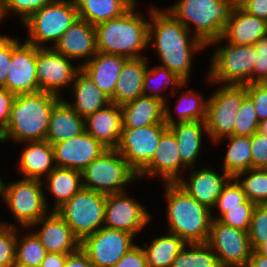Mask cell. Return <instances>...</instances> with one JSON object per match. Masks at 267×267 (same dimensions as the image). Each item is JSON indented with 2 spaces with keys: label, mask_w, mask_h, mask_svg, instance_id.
Wrapping results in <instances>:
<instances>
[{
  "label": "cell",
  "mask_w": 267,
  "mask_h": 267,
  "mask_svg": "<svg viewBox=\"0 0 267 267\" xmlns=\"http://www.w3.org/2000/svg\"><path fill=\"white\" fill-rule=\"evenodd\" d=\"M149 16L148 46L154 42L161 66L187 82L190 80L193 53L207 46L168 10L152 7Z\"/></svg>",
  "instance_id": "cell-1"
},
{
  "label": "cell",
  "mask_w": 267,
  "mask_h": 267,
  "mask_svg": "<svg viewBox=\"0 0 267 267\" xmlns=\"http://www.w3.org/2000/svg\"><path fill=\"white\" fill-rule=\"evenodd\" d=\"M167 232L187 244L206 243L212 222V210L199 203L177 183H165Z\"/></svg>",
  "instance_id": "cell-2"
},
{
  "label": "cell",
  "mask_w": 267,
  "mask_h": 267,
  "mask_svg": "<svg viewBox=\"0 0 267 267\" xmlns=\"http://www.w3.org/2000/svg\"><path fill=\"white\" fill-rule=\"evenodd\" d=\"M136 3L122 16L95 25L97 52L143 57L148 47L149 21L135 10Z\"/></svg>",
  "instance_id": "cell-3"
},
{
  "label": "cell",
  "mask_w": 267,
  "mask_h": 267,
  "mask_svg": "<svg viewBox=\"0 0 267 267\" xmlns=\"http://www.w3.org/2000/svg\"><path fill=\"white\" fill-rule=\"evenodd\" d=\"M60 99V96L43 91L16 95L5 127V141L45 140L51 111Z\"/></svg>",
  "instance_id": "cell-4"
},
{
  "label": "cell",
  "mask_w": 267,
  "mask_h": 267,
  "mask_svg": "<svg viewBox=\"0 0 267 267\" xmlns=\"http://www.w3.org/2000/svg\"><path fill=\"white\" fill-rule=\"evenodd\" d=\"M234 6L235 0H178L166 10L207 46L222 37Z\"/></svg>",
  "instance_id": "cell-5"
},
{
  "label": "cell",
  "mask_w": 267,
  "mask_h": 267,
  "mask_svg": "<svg viewBox=\"0 0 267 267\" xmlns=\"http://www.w3.org/2000/svg\"><path fill=\"white\" fill-rule=\"evenodd\" d=\"M83 187L104 195L125 192L138 173L115 148L106 149L81 171Z\"/></svg>",
  "instance_id": "cell-6"
},
{
  "label": "cell",
  "mask_w": 267,
  "mask_h": 267,
  "mask_svg": "<svg viewBox=\"0 0 267 267\" xmlns=\"http://www.w3.org/2000/svg\"><path fill=\"white\" fill-rule=\"evenodd\" d=\"M79 18L74 0H52L33 13L23 24L28 29L26 42L43 48L54 47L63 33Z\"/></svg>",
  "instance_id": "cell-7"
},
{
  "label": "cell",
  "mask_w": 267,
  "mask_h": 267,
  "mask_svg": "<svg viewBox=\"0 0 267 267\" xmlns=\"http://www.w3.org/2000/svg\"><path fill=\"white\" fill-rule=\"evenodd\" d=\"M209 66L208 81L233 85L253 83V70L256 63L254 45H235L228 43L214 51Z\"/></svg>",
  "instance_id": "cell-8"
},
{
  "label": "cell",
  "mask_w": 267,
  "mask_h": 267,
  "mask_svg": "<svg viewBox=\"0 0 267 267\" xmlns=\"http://www.w3.org/2000/svg\"><path fill=\"white\" fill-rule=\"evenodd\" d=\"M42 181L44 180L22 178L3 185L0 197L5 200L15 221L26 229L31 228L49 212Z\"/></svg>",
  "instance_id": "cell-9"
},
{
  "label": "cell",
  "mask_w": 267,
  "mask_h": 267,
  "mask_svg": "<svg viewBox=\"0 0 267 267\" xmlns=\"http://www.w3.org/2000/svg\"><path fill=\"white\" fill-rule=\"evenodd\" d=\"M106 195L82 188L56 212L80 242L104 226Z\"/></svg>",
  "instance_id": "cell-10"
},
{
  "label": "cell",
  "mask_w": 267,
  "mask_h": 267,
  "mask_svg": "<svg viewBox=\"0 0 267 267\" xmlns=\"http://www.w3.org/2000/svg\"><path fill=\"white\" fill-rule=\"evenodd\" d=\"M246 97V86L233 84H222L209 96L205 125L212 142L233 135L235 120Z\"/></svg>",
  "instance_id": "cell-11"
},
{
  "label": "cell",
  "mask_w": 267,
  "mask_h": 267,
  "mask_svg": "<svg viewBox=\"0 0 267 267\" xmlns=\"http://www.w3.org/2000/svg\"><path fill=\"white\" fill-rule=\"evenodd\" d=\"M135 236L129 232L101 227L84 238L80 249L94 267H113L133 246Z\"/></svg>",
  "instance_id": "cell-12"
},
{
  "label": "cell",
  "mask_w": 267,
  "mask_h": 267,
  "mask_svg": "<svg viewBox=\"0 0 267 267\" xmlns=\"http://www.w3.org/2000/svg\"><path fill=\"white\" fill-rule=\"evenodd\" d=\"M206 243L222 267L246 266L252 253L248 231L233 228L218 219H212Z\"/></svg>",
  "instance_id": "cell-13"
},
{
  "label": "cell",
  "mask_w": 267,
  "mask_h": 267,
  "mask_svg": "<svg viewBox=\"0 0 267 267\" xmlns=\"http://www.w3.org/2000/svg\"><path fill=\"white\" fill-rule=\"evenodd\" d=\"M166 124H151L141 128H122L115 148L127 163L139 173L153 158Z\"/></svg>",
  "instance_id": "cell-14"
},
{
  "label": "cell",
  "mask_w": 267,
  "mask_h": 267,
  "mask_svg": "<svg viewBox=\"0 0 267 267\" xmlns=\"http://www.w3.org/2000/svg\"><path fill=\"white\" fill-rule=\"evenodd\" d=\"M80 64L74 66L71 59L53 47H37L36 74L38 91L59 95V90L73 83Z\"/></svg>",
  "instance_id": "cell-15"
},
{
  "label": "cell",
  "mask_w": 267,
  "mask_h": 267,
  "mask_svg": "<svg viewBox=\"0 0 267 267\" xmlns=\"http://www.w3.org/2000/svg\"><path fill=\"white\" fill-rule=\"evenodd\" d=\"M36 64L37 47L12 38V57L5 88L15 95L38 92Z\"/></svg>",
  "instance_id": "cell-16"
},
{
  "label": "cell",
  "mask_w": 267,
  "mask_h": 267,
  "mask_svg": "<svg viewBox=\"0 0 267 267\" xmlns=\"http://www.w3.org/2000/svg\"><path fill=\"white\" fill-rule=\"evenodd\" d=\"M127 195L126 191L106 195L104 226L136 236L151 221V215L144 206Z\"/></svg>",
  "instance_id": "cell-17"
},
{
  "label": "cell",
  "mask_w": 267,
  "mask_h": 267,
  "mask_svg": "<svg viewBox=\"0 0 267 267\" xmlns=\"http://www.w3.org/2000/svg\"><path fill=\"white\" fill-rule=\"evenodd\" d=\"M53 148L56 167L79 171L108 149L86 131L54 144Z\"/></svg>",
  "instance_id": "cell-18"
},
{
  "label": "cell",
  "mask_w": 267,
  "mask_h": 267,
  "mask_svg": "<svg viewBox=\"0 0 267 267\" xmlns=\"http://www.w3.org/2000/svg\"><path fill=\"white\" fill-rule=\"evenodd\" d=\"M185 168L179 155L177 139L168 128L162 134L152 160L138 173V179L159 176L164 183H176L182 177L178 172Z\"/></svg>",
  "instance_id": "cell-19"
},
{
  "label": "cell",
  "mask_w": 267,
  "mask_h": 267,
  "mask_svg": "<svg viewBox=\"0 0 267 267\" xmlns=\"http://www.w3.org/2000/svg\"><path fill=\"white\" fill-rule=\"evenodd\" d=\"M40 225L42 228L34 233L45 247L46 252L71 254L80 249V240L56 211L51 210L48 216L42 217L31 227Z\"/></svg>",
  "instance_id": "cell-20"
},
{
  "label": "cell",
  "mask_w": 267,
  "mask_h": 267,
  "mask_svg": "<svg viewBox=\"0 0 267 267\" xmlns=\"http://www.w3.org/2000/svg\"><path fill=\"white\" fill-rule=\"evenodd\" d=\"M266 36L267 21L235 5L222 37L210 42L207 47L214 43L219 45L224 40L235 45H254L258 39Z\"/></svg>",
  "instance_id": "cell-21"
},
{
  "label": "cell",
  "mask_w": 267,
  "mask_h": 267,
  "mask_svg": "<svg viewBox=\"0 0 267 267\" xmlns=\"http://www.w3.org/2000/svg\"><path fill=\"white\" fill-rule=\"evenodd\" d=\"M53 48L72 61L82 58L87 63L97 53L95 26L78 18Z\"/></svg>",
  "instance_id": "cell-22"
},
{
  "label": "cell",
  "mask_w": 267,
  "mask_h": 267,
  "mask_svg": "<svg viewBox=\"0 0 267 267\" xmlns=\"http://www.w3.org/2000/svg\"><path fill=\"white\" fill-rule=\"evenodd\" d=\"M194 169L191 168L190 178L187 181L181 177L176 183L199 203L212 210L224 185L231 176L224 171L222 175L218 174L209 167L197 171H193Z\"/></svg>",
  "instance_id": "cell-23"
},
{
  "label": "cell",
  "mask_w": 267,
  "mask_h": 267,
  "mask_svg": "<svg viewBox=\"0 0 267 267\" xmlns=\"http://www.w3.org/2000/svg\"><path fill=\"white\" fill-rule=\"evenodd\" d=\"M128 58L97 52L87 63L81 64V70L108 98L113 96L122 67Z\"/></svg>",
  "instance_id": "cell-24"
},
{
  "label": "cell",
  "mask_w": 267,
  "mask_h": 267,
  "mask_svg": "<svg viewBox=\"0 0 267 267\" xmlns=\"http://www.w3.org/2000/svg\"><path fill=\"white\" fill-rule=\"evenodd\" d=\"M121 106L110 103L85 118V131L106 148H116L122 132Z\"/></svg>",
  "instance_id": "cell-25"
},
{
  "label": "cell",
  "mask_w": 267,
  "mask_h": 267,
  "mask_svg": "<svg viewBox=\"0 0 267 267\" xmlns=\"http://www.w3.org/2000/svg\"><path fill=\"white\" fill-rule=\"evenodd\" d=\"M19 158V173L25 179L42 180L55 168L54 148L46 140L27 141Z\"/></svg>",
  "instance_id": "cell-26"
},
{
  "label": "cell",
  "mask_w": 267,
  "mask_h": 267,
  "mask_svg": "<svg viewBox=\"0 0 267 267\" xmlns=\"http://www.w3.org/2000/svg\"><path fill=\"white\" fill-rule=\"evenodd\" d=\"M121 112L123 128L165 124V103L147 95H140L135 100L121 105Z\"/></svg>",
  "instance_id": "cell-27"
},
{
  "label": "cell",
  "mask_w": 267,
  "mask_h": 267,
  "mask_svg": "<svg viewBox=\"0 0 267 267\" xmlns=\"http://www.w3.org/2000/svg\"><path fill=\"white\" fill-rule=\"evenodd\" d=\"M85 131V118L79 116L72 107L60 99L51 111L45 140L52 146L82 134Z\"/></svg>",
  "instance_id": "cell-28"
},
{
  "label": "cell",
  "mask_w": 267,
  "mask_h": 267,
  "mask_svg": "<svg viewBox=\"0 0 267 267\" xmlns=\"http://www.w3.org/2000/svg\"><path fill=\"white\" fill-rule=\"evenodd\" d=\"M148 63L145 57L128 58L120 73L111 103L124 105L143 95L144 74L147 71Z\"/></svg>",
  "instance_id": "cell-29"
},
{
  "label": "cell",
  "mask_w": 267,
  "mask_h": 267,
  "mask_svg": "<svg viewBox=\"0 0 267 267\" xmlns=\"http://www.w3.org/2000/svg\"><path fill=\"white\" fill-rule=\"evenodd\" d=\"M74 102L70 103L65 100L72 109L81 117L94 114L97 110L105 108L111 103L93 81L80 69L71 84Z\"/></svg>",
  "instance_id": "cell-30"
},
{
  "label": "cell",
  "mask_w": 267,
  "mask_h": 267,
  "mask_svg": "<svg viewBox=\"0 0 267 267\" xmlns=\"http://www.w3.org/2000/svg\"><path fill=\"white\" fill-rule=\"evenodd\" d=\"M168 128L177 139L182 164L187 168H195L199 157L203 132L208 133L205 121L176 123Z\"/></svg>",
  "instance_id": "cell-31"
},
{
  "label": "cell",
  "mask_w": 267,
  "mask_h": 267,
  "mask_svg": "<svg viewBox=\"0 0 267 267\" xmlns=\"http://www.w3.org/2000/svg\"><path fill=\"white\" fill-rule=\"evenodd\" d=\"M80 19L91 25L122 16L136 0H74Z\"/></svg>",
  "instance_id": "cell-32"
},
{
  "label": "cell",
  "mask_w": 267,
  "mask_h": 267,
  "mask_svg": "<svg viewBox=\"0 0 267 267\" xmlns=\"http://www.w3.org/2000/svg\"><path fill=\"white\" fill-rule=\"evenodd\" d=\"M47 183L44 189L49 190L54 197L56 211L65 202L69 201L78 191L83 188L81 171L76 169L56 167L45 179Z\"/></svg>",
  "instance_id": "cell-33"
},
{
  "label": "cell",
  "mask_w": 267,
  "mask_h": 267,
  "mask_svg": "<svg viewBox=\"0 0 267 267\" xmlns=\"http://www.w3.org/2000/svg\"><path fill=\"white\" fill-rule=\"evenodd\" d=\"M177 100L175 111L178 113L177 120L172 116L168 103H165L164 123L171 126L176 123L205 121L208 99H203L200 92L186 90Z\"/></svg>",
  "instance_id": "cell-34"
},
{
  "label": "cell",
  "mask_w": 267,
  "mask_h": 267,
  "mask_svg": "<svg viewBox=\"0 0 267 267\" xmlns=\"http://www.w3.org/2000/svg\"><path fill=\"white\" fill-rule=\"evenodd\" d=\"M168 233L156 237L147 247L142 245L148 267H171L177 254L187 245L179 236Z\"/></svg>",
  "instance_id": "cell-35"
},
{
  "label": "cell",
  "mask_w": 267,
  "mask_h": 267,
  "mask_svg": "<svg viewBox=\"0 0 267 267\" xmlns=\"http://www.w3.org/2000/svg\"><path fill=\"white\" fill-rule=\"evenodd\" d=\"M228 138L229 147L224 156L223 171L231 177L237 173L249 170L251 168V137L229 135L216 142Z\"/></svg>",
  "instance_id": "cell-36"
},
{
  "label": "cell",
  "mask_w": 267,
  "mask_h": 267,
  "mask_svg": "<svg viewBox=\"0 0 267 267\" xmlns=\"http://www.w3.org/2000/svg\"><path fill=\"white\" fill-rule=\"evenodd\" d=\"M156 82H158V84ZM186 84L187 82H185L178 75L172 73L166 67L160 65L157 66L154 65V67L147 68V71L144 74L142 93L143 95L159 99L162 102L166 103L167 99L164 97L165 95H162L161 88L163 89L164 87V89L165 88L167 89L169 86L178 88V87H184Z\"/></svg>",
  "instance_id": "cell-37"
},
{
  "label": "cell",
  "mask_w": 267,
  "mask_h": 267,
  "mask_svg": "<svg viewBox=\"0 0 267 267\" xmlns=\"http://www.w3.org/2000/svg\"><path fill=\"white\" fill-rule=\"evenodd\" d=\"M189 247L190 249H186ZM171 267H222L207 243L187 244L172 261Z\"/></svg>",
  "instance_id": "cell-38"
},
{
  "label": "cell",
  "mask_w": 267,
  "mask_h": 267,
  "mask_svg": "<svg viewBox=\"0 0 267 267\" xmlns=\"http://www.w3.org/2000/svg\"><path fill=\"white\" fill-rule=\"evenodd\" d=\"M241 176L246 177L241 179ZM234 178L241 185L246 198L255 205H262L267 200V168H250L237 173Z\"/></svg>",
  "instance_id": "cell-39"
},
{
  "label": "cell",
  "mask_w": 267,
  "mask_h": 267,
  "mask_svg": "<svg viewBox=\"0 0 267 267\" xmlns=\"http://www.w3.org/2000/svg\"><path fill=\"white\" fill-rule=\"evenodd\" d=\"M17 232L15 262L33 267H39L45 258L46 250L39 238L32 231L23 237ZM19 236V237H18Z\"/></svg>",
  "instance_id": "cell-40"
},
{
  "label": "cell",
  "mask_w": 267,
  "mask_h": 267,
  "mask_svg": "<svg viewBox=\"0 0 267 267\" xmlns=\"http://www.w3.org/2000/svg\"><path fill=\"white\" fill-rule=\"evenodd\" d=\"M246 195L242 190L241 185L237 182L234 177H231L228 182L224 185L221 194L218 196L214 209L217 207L219 214L212 219H219L224 213L225 208L241 207V204L246 200Z\"/></svg>",
  "instance_id": "cell-41"
},
{
  "label": "cell",
  "mask_w": 267,
  "mask_h": 267,
  "mask_svg": "<svg viewBox=\"0 0 267 267\" xmlns=\"http://www.w3.org/2000/svg\"><path fill=\"white\" fill-rule=\"evenodd\" d=\"M259 120L253 101L247 96L235 120L233 135L251 137L258 131Z\"/></svg>",
  "instance_id": "cell-42"
},
{
  "label": "cell",
  "mask_w": 267,
  "mask_h": 267,
  "mask_svg": "<svg viewBox=\"0 0 267 267\" xmlns=\"http://www.w3.org/2000/svg\"><path fill=\"white\" fill-rule=\"evenodd\" d=\"M255 206L252 201L246 199L241 207L225 208V213L218 220L233 228L249 231Z\"/></svg>",
  "instance_id": "cell-43"
},
{
  "label": "cell",
  "mask_w": 267,
  "mask_h": 267,
  "mask_svg": "<svg viewBox=\"0 0 267 267\" xmlns=\"http://www.w3.org/2000/svg\"><path fill=\"white\" fill-rule=\"evenodd\" d=\"M252 250H258L267 240V210L256 205L252 212V219L248 231Z\"/></svg>",
  "instance_id": "cell-44"
},
{
  "label": "cell",
  "mask_w": 267,
  "mask_h": 267,
  "mask_svg": "<svg viewBox=\"0 0 267 267\" xmlns=\"http://www.w3.org/2000/svg\"><path fill=\"white\" fill-rule=\"evenodd\" d=\"M7 222L0 223V264L12 267L15 262L17 229Z\"/></svg>",
  "instance_id": "cell-45"
},
{
  "label": "cell",
  "mask_w": 267,
  "mask_h": 267,
  "mask_svg": "<svg viewBox=\"0 0 267 267\" xmlns=\"http://www.w3.org/2000/svg\"><path fill=\"white\" fill-rule=\"evenodd\" d=\"M52 0H3L5 17L12 12L25 22L33 13L50 3Z\"/></svg>",
  "instance_id": "cell-46"
},
{
  "label": "cell",
  "mask_w": 267,
  "mask_h": 267,
  "mask_svg": "<svg viewBox=\"0 0 267 267\" xmlns=\"http://www.w3.org/2000/svg\"><path fill=\"white\" fill-rule=\"evenodd\" d=\"M247 96L253 101L259 122L267 119V82L246 84Z\"/></svg>",
  "instance_id": "cell-47"
},
{
  "label": "cell",
  "mask_w": 267,
  "mask_h": 267,
  "mask_svg": "<svg viewBox=\"0 0 267 267\" xmlns=\"http://www.w3.org/2000/svg\"><path fill=\"white\" fill-rule=\"evenodd\" d=\"M251 168H267V136L259 132L251 136Z\"/></svg>",
  "instance_id": "cell-48"
},
{
  "label": "cell",
  "mask_w": 267,
  "mask_h": 267,
  "mask_svg": "<svg viewBox=\"0 0 267 267\" xmlns=\"http://www.w3.org/2000/svg\"><path fill=\"white\" fill-rule=\"evenodd\" d=\"M256 48V63L253 70V83L267 82V36L258 39Z\"/></svg>",
  "instance_id": "cell-49"
},
{
  "label": "cell",
  "mask_w": 267,
  "mask_h": 267,
  "mask_svg": "<svg viewBox=\"0 0 267 267\" xmlns=\"http://www.w3.org/2000/svg\"><path fill=\"white\" fill-rule=\"evenodd\" d=\"M12 57V37L0 38V88H5L7 71Z\"/></svg>",
  "instance_id": "cell-50"
},
{
  "label": "cell",
  "mask_w": 267,
  "mask_h": 267,
  "mask_svg": "<svg viewBox=\"0 0 267 267\" xmlns=\"http://www.w3.org/2000/svg\"><path fill=\"white\" fill-rule=\"evenodd\" d=\"M113 267H148L143 248L133 246Z\"/></svg>",
  "instance_id": "cell-51"
},
{
  "label": "cell",
  "mask_w": 267,
  "mask_h": 267,
  "mask_svg": "<svg viewBox=\"0 0 267 267\" xmlns=\"http://www.w3.org/2000/svg\"><path fill=\"white\" fill-rule=\"evenodd\" d=\"M15 96L14 93L8 91L6 88H0V123L5 127L10 119L11 107Z\"/></svg>",
  "instance_id": "cell-52"
},
{
  "label": "cell",
  "mask_w": 267,
  "mask_h": 267,
  "mask_svg": "<svg viewBox=\"0 0 267 267\" xmlns=\"http://www.w3.org/2000/svg\"><path fill=\"white\" fill-rule=\"evenodd\" d=\"M242 8L249 14L267 21V0H249Z\"/></svg>",
  "instance_id": "cell-53"
},
{
  "label": "cell",
  "mask_w": 267,
  "mask_h": 267,
  "mask_svg": "<svg viewBox=\"0 0 267 267\" xmlns=\"http://www.w3.org/2000/svg\"><path fill=\"white\" fill-rule=\"evenodd\" d=\"M64 267H94L87 255L81 250L68 254Z\"/></svg>",
  "instance_id": "cell-54"
},
{
  "label": "cell",
  "mask_w": 267,
  "mask_h": 267,
  "mask_svg": "<svg viewBox=\"0 0 267 267\" xmlns=\"http://www.w3.org/2000/svg\"><path fill=\"white\" fill-rule=\"evenodd\" d=\"M68 254L47 252L39 267H64Z\"/></svg>",
  "instance_id": "cell-55"
},
{
  "label": "cell",
  "mask_w": 267,
  "mask_h": 267,
  "mask_svg": "<svg viewBox=\"0 0 267 267\" xmlns=\"http://www.w3.org/2000/svg\"><path fill=\"white\" fill-rule=\"evenodd\" d=\"M247 267H267V256L252 250L251 256L246 265Z\"/></svg>",
  "instance_id": "cell-56"
},
{
  "label": "cell",
  "mask_w": 267,
  "mask_h": 267,
  "mask_svg": "<svg viewBox=\"0 0 267 267\" xmlns=\"http://www.w3.org/2000/svg\"><path fill=\"white\" fill-rule=\"evenodd\" d=\"M259 133L267 136V119L259 122L258 131Z\"/></svg>",
  "instance_id": "cell-57"
},
{
  "label": "cell",
  "mask_w": 267,
  "mask_h": 267,
  "mask_svg": "<svg viewBox=\"0 0 267 267\" xmlns=\"http://www.w3.org/2000/svg\"><path fill=\"white\" fill-rule=\"evenodd\" d=\"M6 139V129L5 126L0 123V142H5Z\"/></svg>",
  "instance_id": "cell-58"
},
{
  "label": "cell",
  "mask_w": 267,
  "mask_h": 267,
  "mask_svg": "<svg viewBox=\"0 0 267 267\" xmlns=\"http://www.w3.org/2000/svg\"><path fill=\"white\" fill-rule=\"evenodd\" d=\"M5 18V13H4V2L3 0H0V23L1 21ZM5 37L4 35H0V38Z\"/></svg>",
  "instance_id": "cell-59"
},
{
  "label": "cell",
  "mask_w": 267,
  "mask_h": 267,
  "mask_svg": "<svg viewBox=\"0 0 267 267\" xmlns=\"http://www.w3.org/2000/svg\"><path fill=\"white\" fill-rule=\"evenodd\" d=\"M258 253L267 256V240L266 243H264L258 250Z\"/></svg>",
  "instance_id": "cell-60"
},
{
  "label": "cell",
  "mask_w": 267,
  "mask_h": 267,
  "mask_svg": "<svg viewBox=\"0 0 267 267\" xmlns=\"http://www.w3.org/2000/svg\"><path fill=\"white\" fill-rule=\"evenodd\" d=\"M249 0H235V5L243 7Z\"/></svg>",
  "instance_id": "cell-61"
},
{
  "label": "cell",
  "mask_w": 267,
  "mask_h": 267,
  "mask_svg": "<svg viewBox=\"0 0 267 267\" xmlns=\"http://www.w3.org/2000/svg\"><path fill=\"white\" fill-rule=\"evenodd\" d=\"M12 267H33V266H28V265H24V264L14 263L12 265Z\"/></svg>",
  "instance_id": "cell-62"
},
{
  "label": "cell",
  "mask_w": 267,
  "mask_h": 267,
  "mask_svg": "<svg viewBox=\"0 0 267 267\" xmlns=\"http://www.w3.org/2000/svg\"><path fill=\"white\" fill-rule=\"evenodd\" d=\"M3 185H4V182H3V180L1 179V176H0V195H2Z\"/></svg>",
  "instance_id": "cell-63"
},
{
  "label": "cell",
  "mask_w": 267,
  "mask_h": 267,
  "mask_svg": "<svg viewBox=\"0 0 267 267\" xmlns=\"http://www.w3.org/2000/svg\"><path fill=\"white\" fill-rule=\"evenodd\" d=\"M267 210V200L261 205Z\"/></svg>",
  "instance_id": "cell-64"
},
{
  "label": "cell",
  "mask_w": 267,
  "mask_h": 267,
  "mask_svg": "<svg viewBox=\"0 0 267 267\" xmlns=\"http://www.w3.org/2000/svg\"><path fill=\"white\" fill-rule=\"evenodd\" d=\"M0 267H9L8 265L0 264Z\"/></svg>",
  "instance_id": "cell-65"
}]
</instances>
